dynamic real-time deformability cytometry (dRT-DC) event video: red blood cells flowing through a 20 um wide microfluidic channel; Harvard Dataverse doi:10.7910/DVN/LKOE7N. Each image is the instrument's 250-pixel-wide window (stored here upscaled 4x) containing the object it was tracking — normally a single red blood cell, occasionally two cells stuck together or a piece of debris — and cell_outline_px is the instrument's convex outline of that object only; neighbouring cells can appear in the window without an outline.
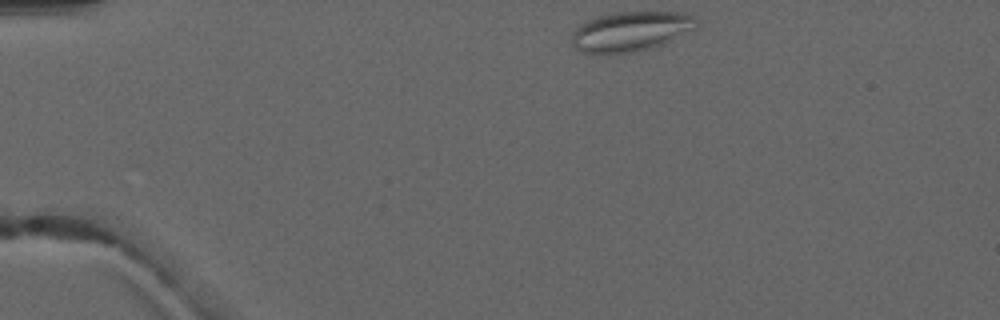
{"species": "common noctule bat (a hibernating species)", "species_latin": "Nyctalus noctula", "temperature_condition": "warm", "stored_images_in_passage": 5, "camera_frame_rate_fps": 3000, "um_per_image_px": 0.085, "animal": {"sex": "male", "forearm_length_mm": 52.5}, "frame": {"image": 1, "passage_image": 1, "time_ms": 0.0, "image_size_px": [1000, 320], "cell_outline_px": [[700, 24], [696, 28], [664, 44], [652, 48], [632, 52], [608, 56], [596, 56], [580, 52], [572, 44], [572, 36], [576, 28], [580, 24], [596, 16], [616, 12], [684, 12], [700, 20]], "centroid_in_image_um": [53.6, 2.7], "position_along_channel_um": 31.4, "area_um2": 29.77}}
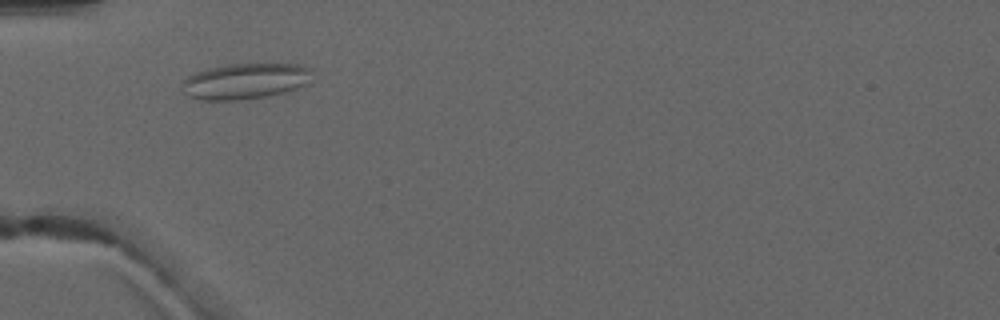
{"frame": {"image": 2, "passage_image": 3, "time_ms": 2.333, "image_size_px": [1000, 320], "cell_outline_px": [[312, 68], [308, 84], [288, 92], [268, 96], [236, 100], [200, 100], [188, 96], [184, 92], [184, 80], [188, 76], [196, 72], [208, 68], [228, 64], [296, 64]], "centroid_in_image_um": [20.88, 6.9], "position_along_channel_um": 64.1, "area_um2": 27.17}}
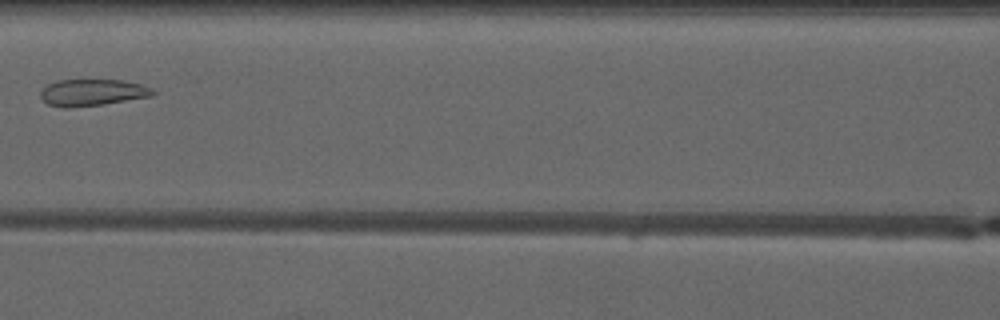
{"frame": {"image": 3, "passage_image": 5, "time_ms": 4.667, "image_size_px": [1000, 320], "cell_outline_px": [[156, 92], [152, 96], [104, 104], [72, 108], [64, 108], [48, 104], [40, 96], [40, 92], [48, 84], [60, 80], [120, 80], [140, 84], [152, 88]], "centroid_in_image_um": [7.85, 7.87], "position_along_channel_um": 158.7, "area_um2": 17.4}}